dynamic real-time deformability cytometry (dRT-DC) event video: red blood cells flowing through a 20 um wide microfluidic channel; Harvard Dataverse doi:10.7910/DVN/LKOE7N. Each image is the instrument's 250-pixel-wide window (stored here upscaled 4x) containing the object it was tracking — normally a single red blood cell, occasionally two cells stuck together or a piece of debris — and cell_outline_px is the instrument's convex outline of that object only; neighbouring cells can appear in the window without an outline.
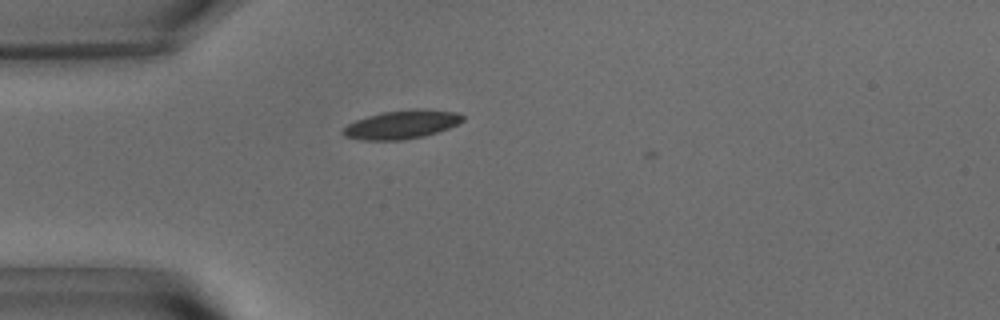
{"species": "common noctule bat (a hibernating species)", "species_latin": "Nyctalus noctula", "temperature_condition": "warm", "stored_images_in_passage": 7, "camera_frame_rate_fps": 3000, "um_per_image_px": 0.085, "animal": {"sex": "male", "body_mass_g": 15.6}, "frame": {"image": 1, "passage_image": 5, "time_ms": 1.333, "image_size_px": [1000, 320], "cell_outline_px": [[464, 120], [448, 128], [424, 136], [404, 140], [364, 140], [344, 136], [340, 132], [348, 124], [356, 120], [380, 112], [412, 108], [416, 108], [456, 112], [464, 116]], "centroid_in_image_um": [34.12, 10.58], "position_along_channel_um": 50.9, "area_um2": 19.94}}